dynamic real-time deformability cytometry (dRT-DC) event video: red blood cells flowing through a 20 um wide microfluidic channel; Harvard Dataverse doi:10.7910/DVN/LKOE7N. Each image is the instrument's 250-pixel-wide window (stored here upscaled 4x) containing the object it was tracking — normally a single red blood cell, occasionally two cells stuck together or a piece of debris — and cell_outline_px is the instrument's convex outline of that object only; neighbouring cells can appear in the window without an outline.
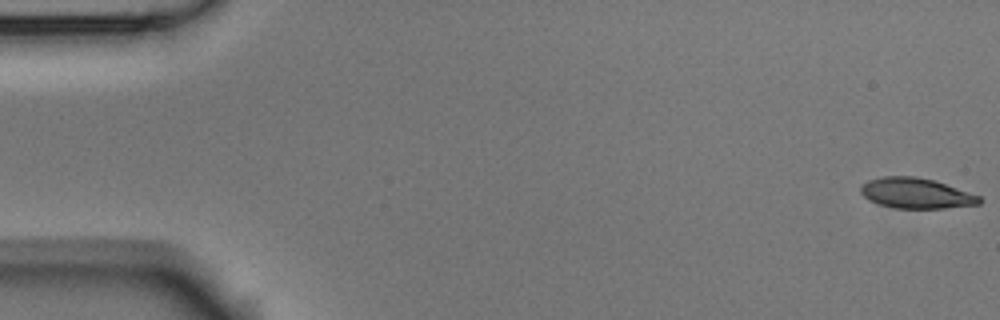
{"species": "Egyptian fruit bat (a non-hibernating species)", "species_latin": "Rousettus aegyptiacus", "temperature_condition": "room temperature", "stored_images_in_passage": 5, "camera_frame_rate_fps": 3000, "um_per_image_px": 0.085, "animal": {"sex": "male"}, "frame": {"image": 1, "passage_image": 1, "time_ms": 0.0, "image_size_px": [1000, 320], "cell_outline_px": [[984, 200], [980, 204], [944, 208], [896, 208], [880, 204], [868, 200], [860, 192], [860, 188], [868, 180], [884, 176], [916, 176], [936, 180], [980, 196]], "centroid_in_image_um": [77.89, 16.42], "position_along_channel_um": 7.1, "area_um2": 21.1}}
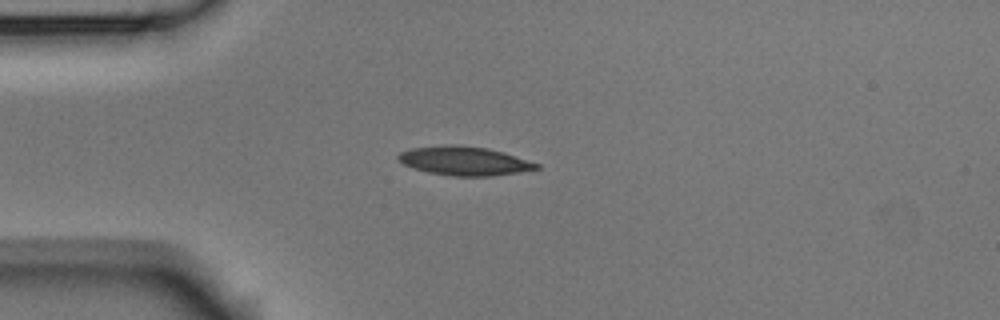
{"frame": {"image": 2, "passage_image": 5, "time_ms": 1.333, "image_size_px": [1000, 320], "cell_outline_px": [[540, 168], [492, 176], [452, 176], [428, 172], [404, 164], [396, 160], [396, 156], [400, 152], [412, 148], [444, 144], [456, 144], [488, 148], [504, 152], [540, 164]], "centroid_in_image_um": [39.44, 13.66], "position_along_channel_um": 45.6, "area_um2": 23.29}}